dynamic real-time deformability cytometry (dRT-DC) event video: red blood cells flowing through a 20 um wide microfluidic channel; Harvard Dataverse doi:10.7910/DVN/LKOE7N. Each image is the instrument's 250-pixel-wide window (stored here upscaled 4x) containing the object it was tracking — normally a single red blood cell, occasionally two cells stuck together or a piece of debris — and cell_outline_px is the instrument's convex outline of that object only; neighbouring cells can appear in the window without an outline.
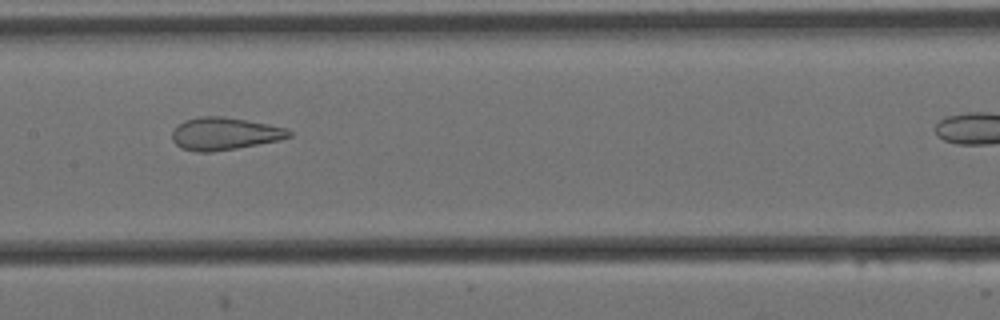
{"species": "Egyptian fruit bat (a non-hibernating species)", "species_latin": "Rousettus aegyptiacus", "temperature_condition": "cold", "stored_images_in_passage": 9, "camera_frame_rate_fps": 3000, "um_per_image_px": 0.085, "animal": {"sex": "female"}, "frame": {"image": 1, "passage_image": 6, "time_ms": 1.667, "image_size_px": [1000, 320], "cell_outline_px": [[292, 136], [280, 140], [236, 148], [212, 152], [196, 152], [180, 148], [172, 140], [172, 132], [184, 120], [200, 116], [220, 116], [268, 124], [288, 128], [292, 132]], "centroid_in_image_um": [19.09, 11.37], "position_along_channel_um": 188.3, "area_um2": 22.08}}
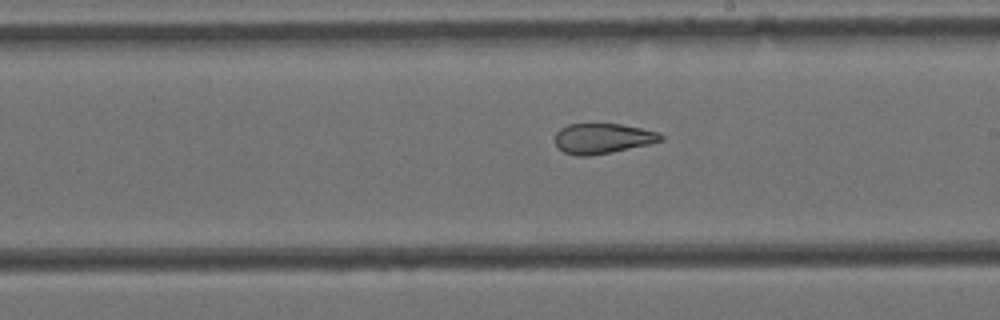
{"frame": {"image": 2, "passage_image": 8, "time_ms": 2.333, "image_size_px": [1000, 320], "cell_outline_px": [[664, 140], [648, 144], [588, 156], [576, 156], [564, 152], [556, 144], [556, 132], [560, 128], [568, 124], [620, 124], [660, 132], [664, 136]], "centroid_in_image_um": [51.23, 11.76], "position_along_channel_um": 237.8, "area_um2": 18.38}}